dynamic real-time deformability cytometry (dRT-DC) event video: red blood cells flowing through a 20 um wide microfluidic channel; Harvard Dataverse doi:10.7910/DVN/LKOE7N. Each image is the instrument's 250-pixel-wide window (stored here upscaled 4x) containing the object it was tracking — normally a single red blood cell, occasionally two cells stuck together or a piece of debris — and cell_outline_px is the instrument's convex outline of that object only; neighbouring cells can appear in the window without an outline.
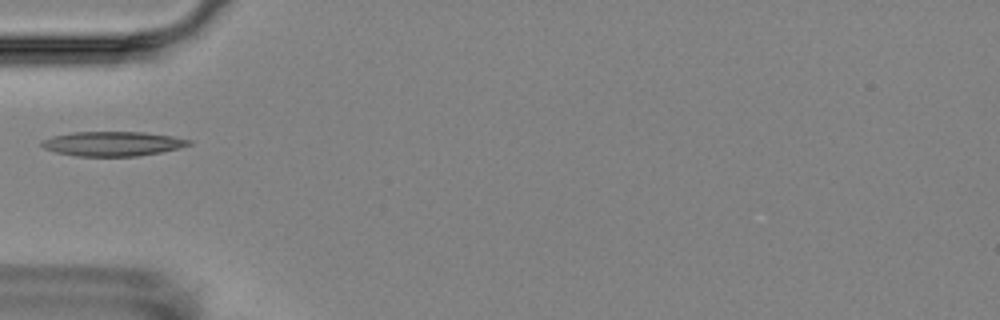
{"species": "Egyptian fruit bat (a non-hibernating species)", "species_latin": "Rousettus aegyptiacus", "temperature_condition": "room temperature", "stored_images_in_passage": 1, "camera_frame_rate_fps": 3000, "um_per_image_px": 0.085, "animal": {"sex": "female"}, "frame": {"image": 1, "passage_image": 1, "time_ms": 0.0, "image_size_px": [1000, 320], "cell_outline_px": [[192, 144], [160, 152], [136, 156], [76, 156], [56, 152], [44, 148], [40, 144], [40, 140], [52, 136], [72, 132], [144, 132], [172, 136], [192, 140]], "centroid_in_image_um": [9.53, 12.21], "position_along_channel_um": 75.5, "area_um2": 20.98}}